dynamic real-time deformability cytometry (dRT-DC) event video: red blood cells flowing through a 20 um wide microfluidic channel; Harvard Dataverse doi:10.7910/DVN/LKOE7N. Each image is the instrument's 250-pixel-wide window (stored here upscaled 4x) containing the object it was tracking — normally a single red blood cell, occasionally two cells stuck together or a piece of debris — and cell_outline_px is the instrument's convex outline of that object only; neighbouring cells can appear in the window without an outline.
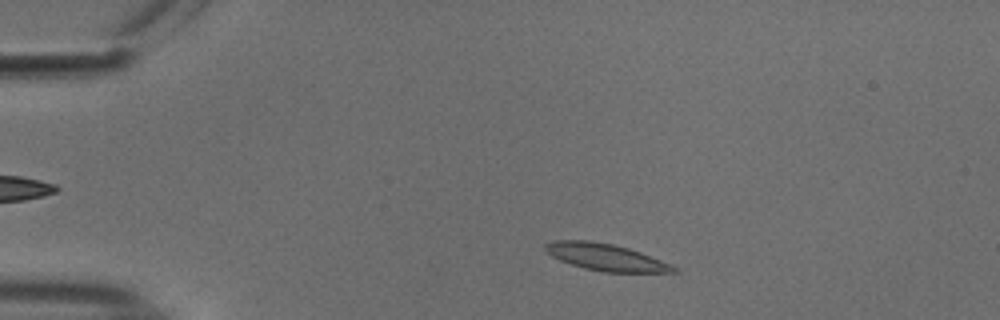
{"species": "common noctule bat (a hibernating species)", "species_latin": "Nyctalus noctula", "temperature_condition": "cold", "stored_images_in_passage": 48, "camera_frame_rate_fps": 3000, "um_per_image_px": 0.085, "animal": {"sex": "male", "body_mass_g": 18.8}, "frame": {"image": 1, "passage_image": 4, "time_ms": 1.0, "image_size_px": [1000, 320], "cell_outline_px": [[680, 272], [604, 272], [584, 268], [560, 260], [552, 256], [544, 248], [544, 244], [552, 240], [588, 240], [612, 244], [628, 248], [640, 252], [672, 264], [680, 268]], "centroid_in_image_um": [51.52, 21.86], "position_along_channel_um": 33.5, "area_um2": 20.11}}
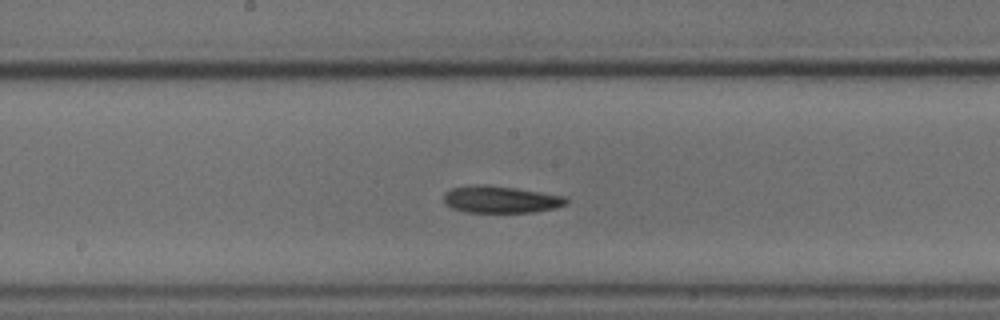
{"frame": {"image": 2, "passage_image": 22, "time_ms": 7.0, "image_size_px": [1000, 320], "cell_outline_px": [[568, 204], [556, 208], [532, 212], [464, 212], [452, 208], [444, 200], [444, 192], [452, 188], [476, 184], [516, 188], [564, 196], [568, 200]], "centroid_in_image_um": [42.57, 16.96], "position_along_channel_um": 205.6, "area_um2": 19.13}}
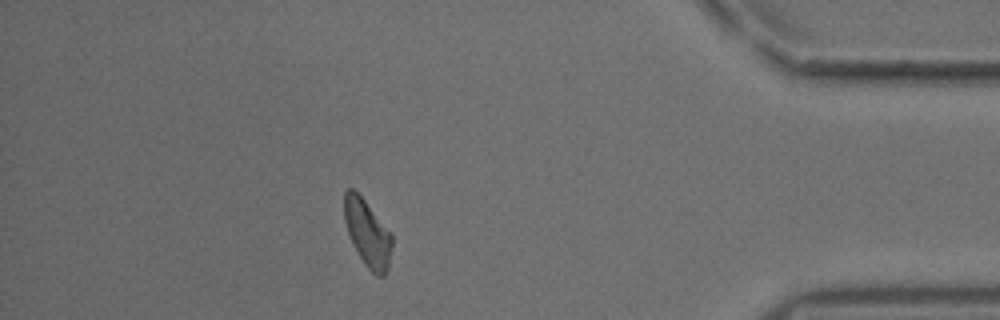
{"frame": {"image": 3, "passage_image": 41, "time_ms": 13.333, "image_size_px": [1000, 320], "cell_outline_px": [[392, 248], [388, 268], [384, 276], [376, 276], [368, 268], [352, 244], [344, 220], [344, 192], [348, 188], [352, 188], [364, 200], [392, 232]], "centroid_in_image_um": [31.25, 19.82], "position_along_channel_um": 404.0, "area_um2": 18.55}}